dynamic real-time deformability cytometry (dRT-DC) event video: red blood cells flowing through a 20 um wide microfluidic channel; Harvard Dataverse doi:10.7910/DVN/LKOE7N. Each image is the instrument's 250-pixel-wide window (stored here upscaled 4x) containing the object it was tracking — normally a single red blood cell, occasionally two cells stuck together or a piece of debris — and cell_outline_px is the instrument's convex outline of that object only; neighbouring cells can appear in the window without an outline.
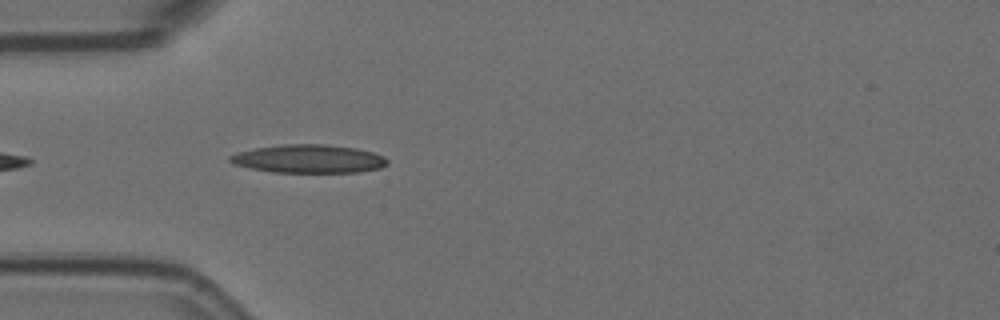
{"species": "Egyptian fruit bat (a non-hibernating species)", "species_latin": "Rousettus aegyptiacus", "temperature_condition": "room temperature", "stored_images_in_passage": 6, "camera_frame_rate_fps": 3000, "um_per_image_px": 0.085, "animal": {"sex": "female"}, "frame": {"image": 1, "passage_image": 3, "time_ms": 0.667, "image_size_px": [1000, 320], "cell_outline_px": [[388, 164], [380, 168], [360, 172], [272, 172], [252, 168], [236, 164], [228, 160], [228, 156], [236, 152], [256, 148], [284, 144], [324, 144], [356, 148], [372, 152], [384, 156], [388, 160]], "centroid_in_image_um": [26.26, 13.5], "position_along_channel_um": 58.7, "area_um2": 25.89}}